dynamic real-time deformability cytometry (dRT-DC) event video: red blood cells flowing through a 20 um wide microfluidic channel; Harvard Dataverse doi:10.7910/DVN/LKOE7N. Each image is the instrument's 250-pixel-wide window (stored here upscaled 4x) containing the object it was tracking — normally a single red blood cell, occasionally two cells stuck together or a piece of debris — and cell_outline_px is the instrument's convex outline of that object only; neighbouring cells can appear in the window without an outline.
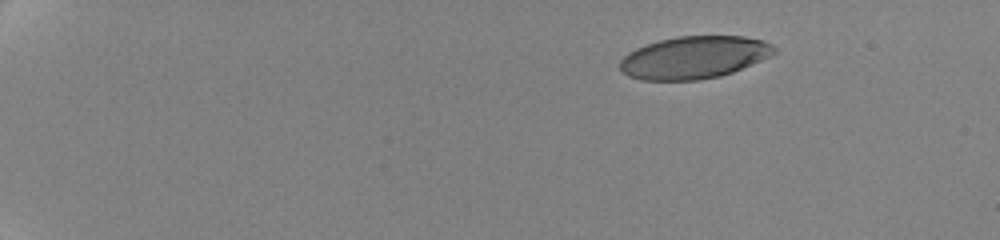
{"species": "human", "species_latin": "Homo sapiens", "temperature_condition": "cold", "stored_images_in_passage": 41, "camera_frame_rate_fps": 3000, "um_per_image_px": 0.085, "donor": {"sex": "female"}, "frame": {"image": 1, "passage_image": 1, "time_ms": 0.0, "image_size_px": [1000, 240], "cell_outline_px": [[776, 52], [760, 60], [732, 72], [720, 76], [700, 80], [640, 80], [628, 76], [620, 68], [620, 60], [628, 52], [636, 48], [660, 40], [676, 36], [744, 36], [764, 40], [772, 44], [776, 48]], "centroid_in_image_um": [58.98, 4.88], "position_along_channel_um": 26.0, "area_um2": 38.03}}
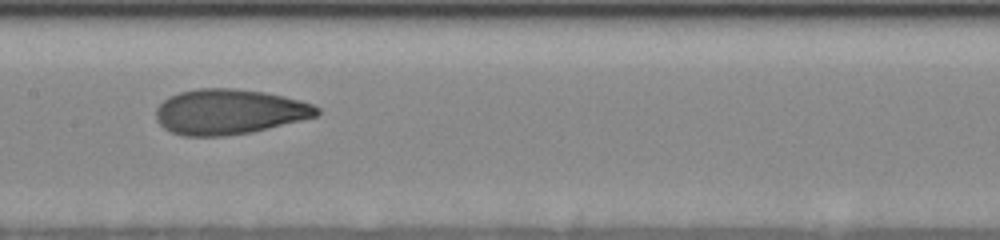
{"frame": {"image": 2, "passage_image": 20, "time_ms": 8.333, "image_size_px": [1000, 240], "cell_outline_px": [[320, 112], [316, 116], [252, 132], [224, 136], [184, 136], [172, 132], [164, 128], [156, 120], [156, 108], [168, 96], [180, 92], [196, 88], [236, 88], [264, 92], [284, 96], [300, 100], [312, 104], [320, 108]], "centroid_in_image_um": [19.46, 9.49], "position_along_channel_um": 187.9, "area_um2": 42.43}}
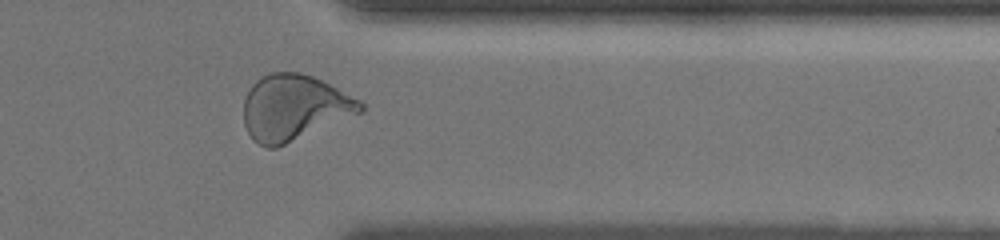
{"frame": {"image": 3, "passage_image": 34, "time_ms": 14.0, "image_size_px": [1000, 240], "cell_outline_px": [[364, 112], [276, 148], [268, 148], [252, 140], [244, 124], [244, 100], [252, 84], [260, 76], [268, 72], [300, 72], [312, 76], [360, 100], [364, 104]], "centroid_in_image_um": [24.99, 9.15], "position_along_channel_um": 386.4, "area_um2": 44.74}, "authors_computed_cell_mechanics": {"area_um2": 41.7316, "velocity_mm_per_s": 3.5268, "shape_relaxation_time_tau1_ms": 5.6994, "shape_relaxation_time_tau2_ms": 1.1926, "deformation_change_tau1": 0.1854, "deformation_change_tau2": 0.0675}}